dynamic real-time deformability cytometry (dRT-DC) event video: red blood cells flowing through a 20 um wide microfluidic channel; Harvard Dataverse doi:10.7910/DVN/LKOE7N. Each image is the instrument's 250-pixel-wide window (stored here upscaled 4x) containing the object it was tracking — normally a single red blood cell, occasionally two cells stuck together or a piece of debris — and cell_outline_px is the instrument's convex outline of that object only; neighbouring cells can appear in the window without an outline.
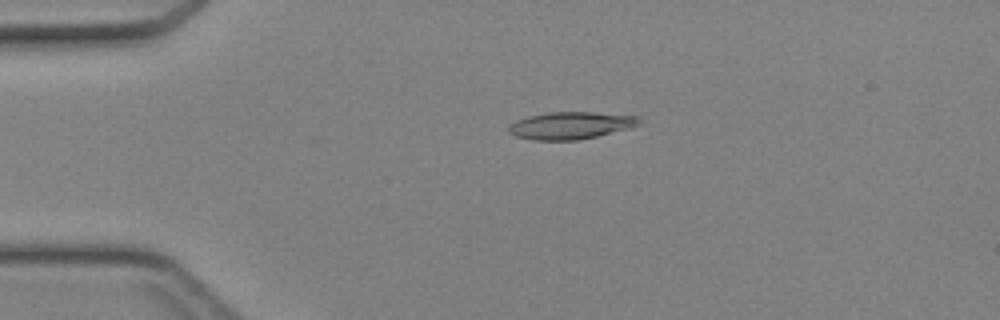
{"species": "Egyptian fruit bat (a non-hibernating species)", "species_latin": "Rousettus aegyptiacus", "temperature_condition": "cold", "stored_images_in_passage": 35, "camera_frame_rate_fps": 3000, "um_per_image_px": 0.085, "animal": {"sex": "female"}, "frame": {"image": 1, "passage_image": 1, "time_ms": 0.0, "image_size_px": [1000, 320], "cell_outline_px": [[640, 124], [628, 128], [580, 140], [532, 140], [516, 136], [508, 132], [508, 128], [516, 120], [528, 116], [548, 112], [592, 112], [640, 116]], "centroid_in_image_um": [48.5, 10.66], "position_along_channel_um": 36.5, "area_um2": 20.63}}
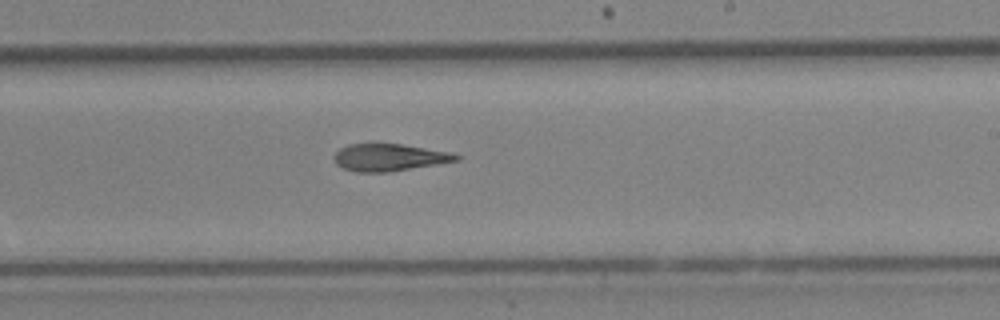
{"frame": {"image": 2, "passage_image": 18, "time_ms": 5.667, "image_size_px": [1000, 320], "cell_outline_px": [[460, 156], [456, 160], [388, 172], [356, 172], [344, 168], [336, 164], [332, 156], [340, 148], [348, 144], [372, 140], [376, 140], [448, 152]], "centroid_in_image_um": [32.93, 13.33], "position_along_channel_um": 256.1, "area_um2": 19.65}}
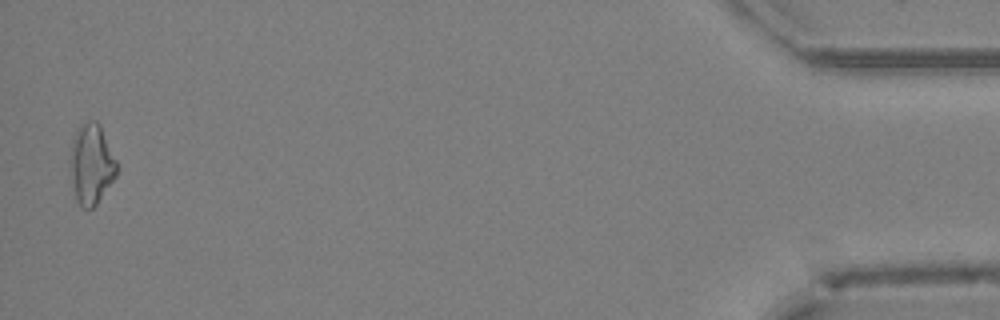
{"frame": {"image": 3, "passage_image": 35, "time_ms": 11.333, "image_size_px": [1000, 320], "cell_outline_px": [[120, 168], [116, 176], [96, 204], [92, 208], [80, 208], [76, 200], [72, 184], [68, 160], [72, 144], [76, 132], [80, 124], [88, 120], [96, 120], [100, 124]], "centroid_in_image_um": [7.76, 13.95], "position_along_channel_um": 427.4, "area_um2": 22.14}}